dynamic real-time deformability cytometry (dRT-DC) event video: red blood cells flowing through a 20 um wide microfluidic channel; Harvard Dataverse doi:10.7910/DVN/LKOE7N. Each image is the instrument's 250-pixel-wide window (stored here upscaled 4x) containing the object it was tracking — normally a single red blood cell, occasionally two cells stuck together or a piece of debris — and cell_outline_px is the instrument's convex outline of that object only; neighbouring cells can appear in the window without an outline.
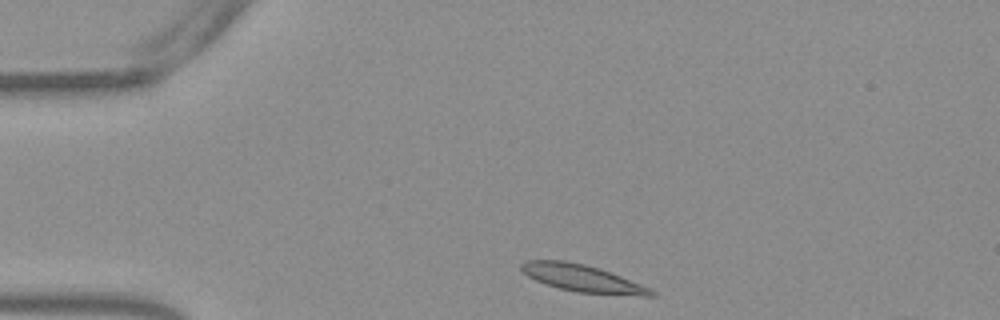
{"species": "Egyptian fruit bat (a non-hibernating species)", "species_latin": "Rousettus aegyptiacus", "temperature_condition": "warm", "stored_images_in_passage": 36, "camera_frame_rate_fps": 3000, "um_per_image_px": 0.085, "frame": {"image": 1, "passage_image": 1, "time_ms": 0.0, "image_size_px": [1000, 320], "cell_outline_px": [[656, 296], [640, 296], [576, 292], [560, 288], [536, 280], [528, 276], [520, 268], [520, 264], [528, 260], [564, 260], [584, 264], [600, 268], [612, 272], [652, 288], [656, 292]], "centroid_in_image_um": [49.58, 23.66], "position_along_channel_um": 35.4, "area_um2": 20.63}}
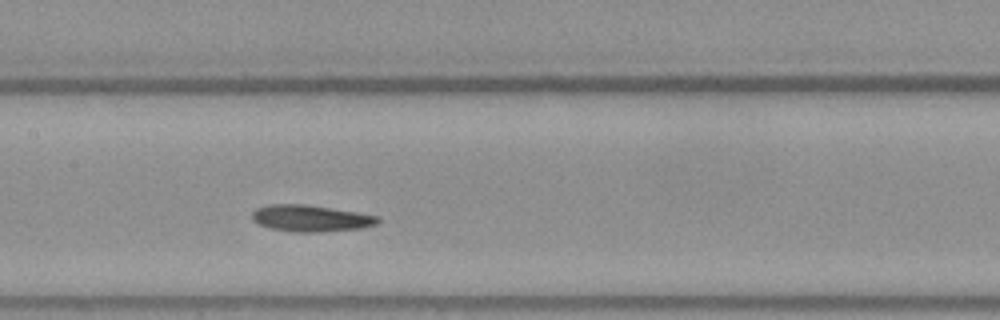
{"frame": {"image": 2, "passage_image": 16, "time_ms": 5.0, "image_size_px": [1000, 320], "cell_outline_px": [[380, 224], [360, 228], [320, 232], [296, 232], [268, 228], [252, 220], [252, 212], [256, 208], [268, 204], [304, 204], [356, 212], [380, 216]], "centroid_in_image_um": [26.42, 18.56], "position_along_channel_um": 181.0, "area_um2": 19.54}}
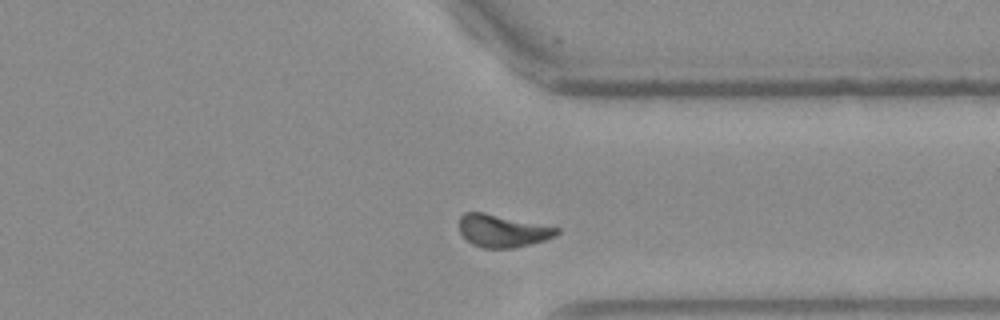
{"frame": {"image": 3, "passage_image": 31, "time_ms": 10.0, "image_size_px": [1000, 320], "cell_outline_px": [[560, 232], [556, 236], [544, 240], [512, 248], [484, 248], [472, 244], [460, 232], [460, 216], [464, 212], [484, 212], [560, 228]], "centroid_in_image_um": [42.72, 19.61], "position_along_channel_um": 368.7, "area_um2": 18.32}, "authors_computed_cell_mechanics": {"area_um2": 19.1029, "velocity_mm_per_s": 3.7714, "shape_relaxation_time_tau1_ms": 6.1073, "shape_relaxation_time_tau2_ms": null, "deformation_change_tau1": 0.1425, "deformation_change_tau2": null}}